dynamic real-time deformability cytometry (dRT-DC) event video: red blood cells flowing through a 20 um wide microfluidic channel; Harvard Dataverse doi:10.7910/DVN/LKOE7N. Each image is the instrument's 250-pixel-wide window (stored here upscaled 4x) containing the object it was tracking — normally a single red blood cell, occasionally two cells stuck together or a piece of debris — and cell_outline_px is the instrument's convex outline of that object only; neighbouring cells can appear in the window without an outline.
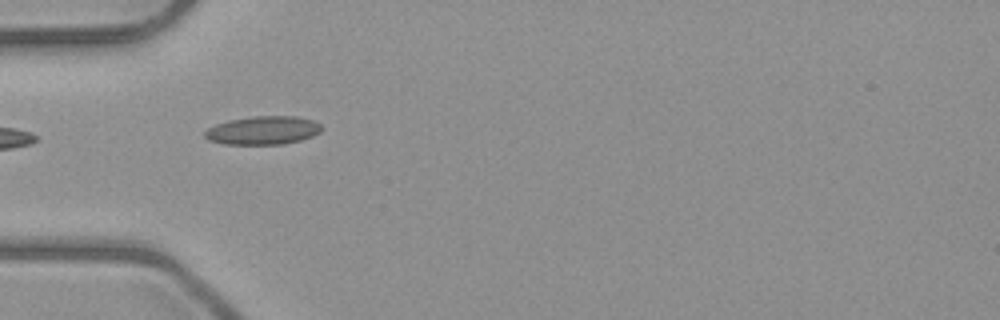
{"species": "common noctule bat (a hibernating species)", "species_latin": "Nyctalus noctula", "temperature_condition": "room temperature", "stored_images_in_passage": 4, "camera_frame_rate_fps": 3000, "um_per_image_px": 0.085, "animal": {"sex": "male", "body_mass_g": 23.1, "forearm_length_mm": 52.7}, "frame": {"image": 1, "passage_image": 2, "time_ms": 1.0, "image_size_px": [1000, 320], "cell_outline_px": [[324, 128], [320, 132], [312, 136], [300, 140], [284, 144], [224, 144], [208, 140], [204, 136], [204, 132], [208, 128], [216, 124], [228, 120], [252, 116], [296, 116], [312, 120], [320, 124]], "centroid_in_image_um": [22.35, 11.08], "position_along_channel_um": 62.6, "area_um2": 19.42}}
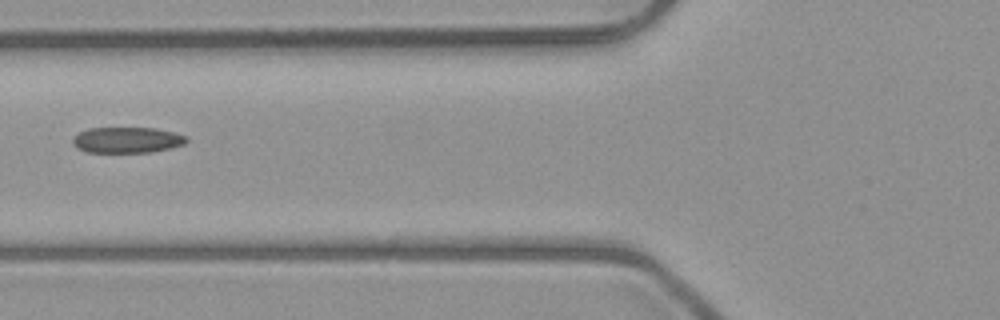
{"frame": {"image": 2, "passage_image": 3, "time_ms": 2.333, "image_size_px": [1000, 320], "cell_outline_px": [[188, 140], [184, 144], [152, 152], [88, 152], [76, 148], [72, 144], [72, 140], [80, 132], [88, 128], [156, 128], [172, 132], [184, 136]], "centroid_in_image_um": [10.76, 11.9], "position_along_channel_um": 115.0, "area_um2": 16.94}}
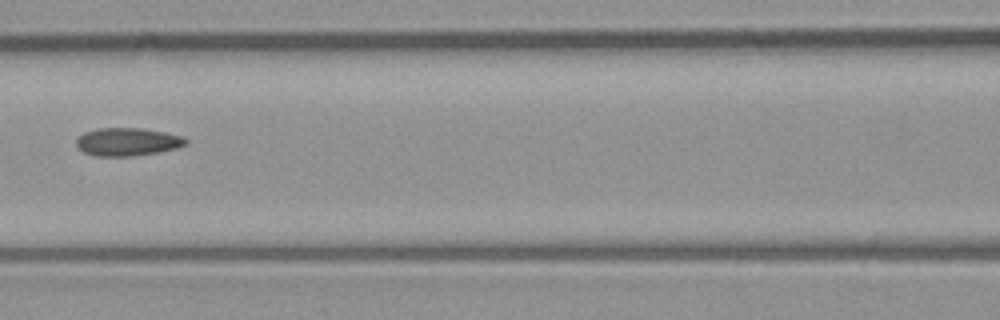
{"frame": {"image": 3, "passage_image": 4, "time_ms": 3.333, "image_size_px": [1000, 320], "cell_outline_px": [[188, 144], [176, 148], [160, 152], [132, 156], [96, 156], [84, 152], [76, 144], [76, 140], [84, 132], [96, 128], [144, 128], [184, 136], [188, 140]], "centroid_in_image_um": [10.87, 12.05], "position_along_channel_um": 155.7, "area_um2": 17.98}}